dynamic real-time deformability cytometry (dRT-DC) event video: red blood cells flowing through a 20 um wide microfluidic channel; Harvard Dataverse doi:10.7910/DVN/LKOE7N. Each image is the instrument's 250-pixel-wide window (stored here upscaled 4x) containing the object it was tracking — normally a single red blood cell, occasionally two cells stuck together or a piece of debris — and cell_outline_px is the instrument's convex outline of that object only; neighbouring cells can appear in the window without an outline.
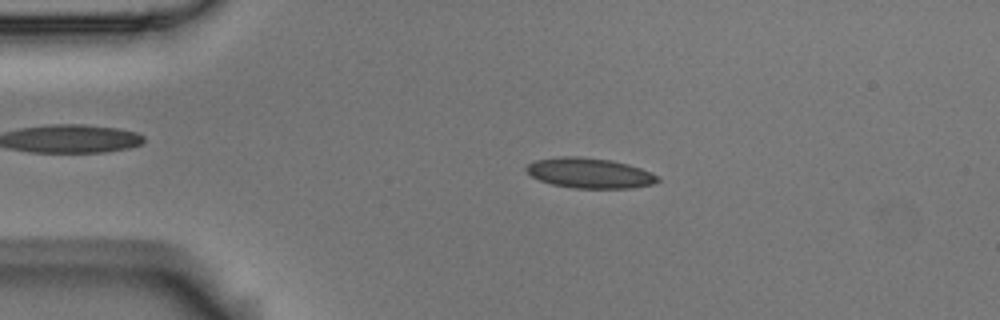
{"species": "Egyptian fruit bat (a non-hibernating species)", "species_latin": "Rousettus aegyptiacus", "temperature_condition": "room temperature", "stored_images_in_passage": 53, "camera_frame_rate_fps": 3000, "um_per_image_px": 0.085, "animal": {"sex": "male"}, "frame": {"image": 1, "passage_image": 8, "time_ms": 2.333, "image_size_px": [1000, 320], "cell_outline_px": [[660, 180], [652, 184], [628, 188], [576, 188], [552, 184], [540, 180], [532, 176], [524, 168], [528, 164], [536, 160], [560, 156], [580, 156], [612, 160], [628, 164], [640, 168], [656, 176]], "centroid_in_image_um": [50.08, 14.7], "position_along_channel_um": 34.9, "area_um2": 22.89}}
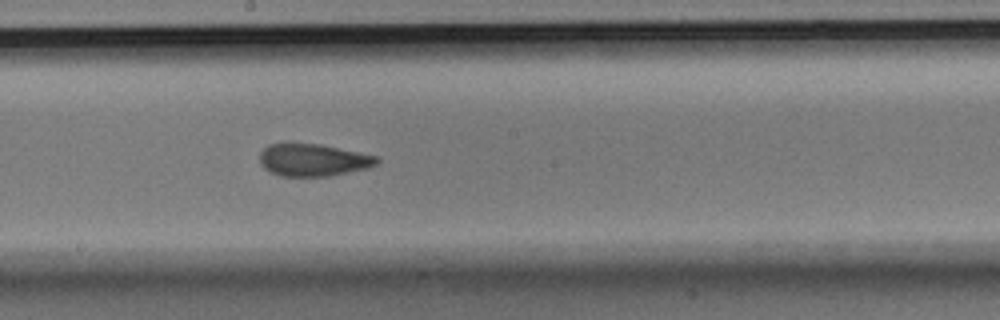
{"frame": {"image": 2, "passage_image": 27, "time_ms": 8.667, "image_size_px": [1000, 320], "cell_outline_px": [[380, 160], [376, 164], [368, 168], [328, 176], [280, 176], [264, 168], [260, 160], [260, 152], [268, 144], [288, 140], [320, 144], [380, 156]], "centroid_in_image_um": [26.59, 13.55], "position_along_channel_um": 221.6, "area_um2": 22.72}}
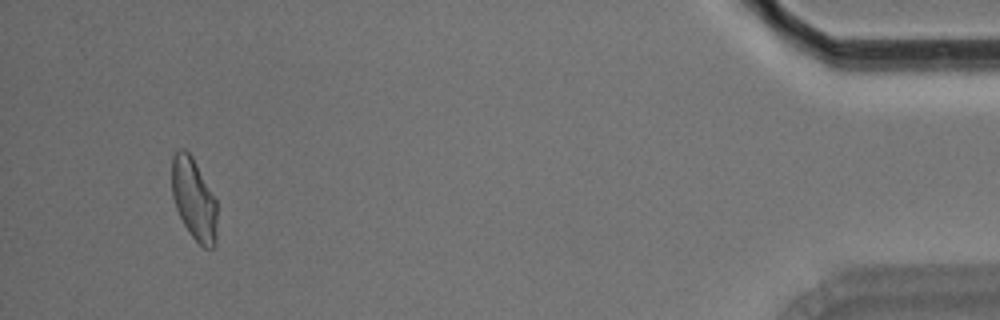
{"frame": {"image": 3, "passage_image": 50, "time_ms": 16.333, "image_size_px": [1000, 320], "cell_outline_px": [[216, 248], [204, 248], [192, 236], [184, 224], [176, 208], [172, 196], [172, 156], [180, 148], [184, 148], [192, 156], [216, 200]], "centroid_in_image_um": [16.48, 16.93], "position_along_channel_um": 418.7, "area_um2": 21.39}, "authors_computed_cell_mechanics": {"area_um2": 22.3108, "velocity_mm_per_s": 3.5298, "shape_relaxation_time_tau1_ms": 6.0087, "shape_relaxation_time_tau2_ms": 1.6039, "deformation_change_tau1": 0.1477, "deformation_change_tau2": 0.071}}